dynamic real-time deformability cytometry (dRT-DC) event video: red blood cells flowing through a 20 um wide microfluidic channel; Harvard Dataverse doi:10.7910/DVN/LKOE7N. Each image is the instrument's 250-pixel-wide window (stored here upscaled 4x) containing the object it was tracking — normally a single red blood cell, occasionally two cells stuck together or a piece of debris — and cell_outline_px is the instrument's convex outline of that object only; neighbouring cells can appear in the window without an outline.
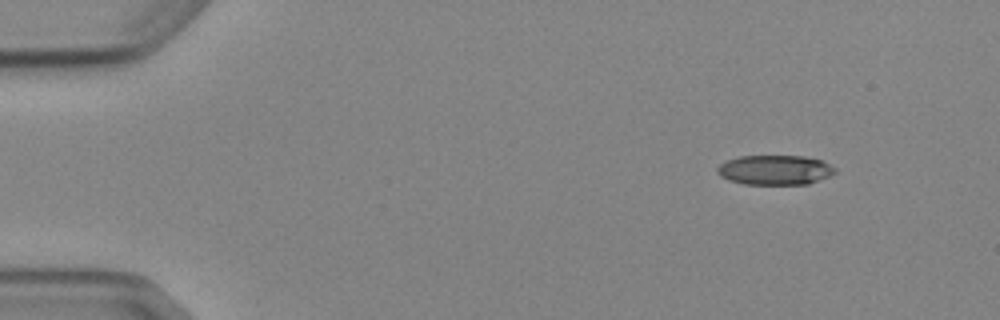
{"species": "Egyptian fruit bat (a non-hibernating species)", "species_latin": "Rousettus aegyptiacus", "temperature_condition": "cold", "stored_images_in_passage": 4, "camera_frame_rate_fps": 3000, "um_per_image_px": 0.085, "animal": {"sex": "female"}, "frame": {"image": 1, "passage_image": 1, "time_ms": 0.0, "image_size_px": [1000, 320], "cell_outline_px": [[836, 172], [828, 176], [808, 184], [744, 184], [728, 180], [720, 176], [716, 172], [716, 168], [720, 164], [728, 160], [740, 156], [804, 156], [820, 160], [836, 168]], "centroid_in_image_um": [65.84, 14.45], "position_along_channel_um": 19.2, "area_um2": 20.29}}
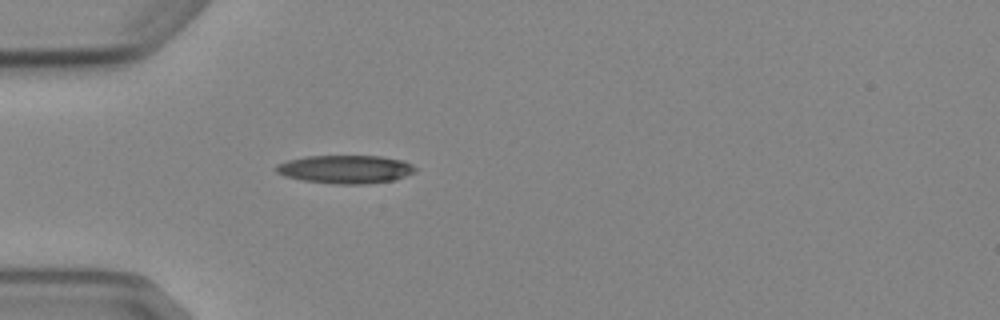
{"frame": {"image": 2, "passage_image": 4, "time_ms": 3.333, "image_size_px": [1000, 320], "cell_outline_px": [[416, 172], [396, 180], [364, 184], [332, 184], [304, 180], [284, 176], [276, 172], [276, 164], [288, 160], [304, 156], [380, 156], [404, 160], [412, 164], [416, 168]], "centroid_in_image_um": [29.39, 14.39], "position_along_channel_um": 55.6, "area_um2": 23.12}}